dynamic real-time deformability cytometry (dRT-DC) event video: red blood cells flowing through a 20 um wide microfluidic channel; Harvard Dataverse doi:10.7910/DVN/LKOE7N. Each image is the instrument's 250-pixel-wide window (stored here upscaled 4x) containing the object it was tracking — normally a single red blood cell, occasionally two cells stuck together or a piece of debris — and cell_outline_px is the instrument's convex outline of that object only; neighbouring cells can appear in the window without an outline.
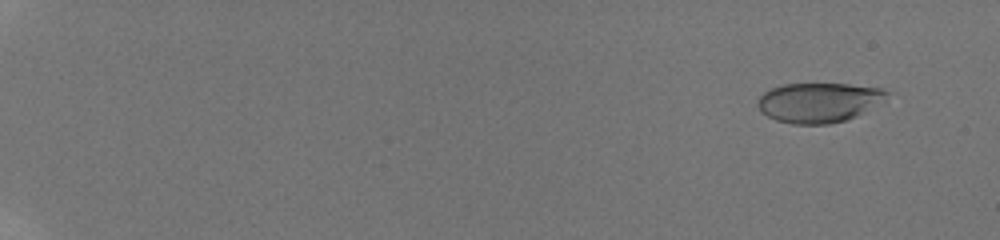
{"species": "human", "species_latin": "Homo sapiens", "temperature_condition": "room temperature", "stored_images_in_passage": 59, "camera_frame_rate_fps": 3000, "um_per_image_px": 0.085, "donor": {"sex": "male"}, "frame": {"image": 1, "passage_image": 6, "time_ms": 1.667, "image_size_px": [1000, 240], "cell_outline_px": [[888, 92], [856, 116], [844, 120], [828, 124], [792, 124], [776, 120], [768, 116], [756, 104], [760, 96], [764, 92], [772, 88], [784, 84], [848, 84], [880, 88]], "centroid_in_image_um": [69.48, 8.71], "position_along_channel_um": 15.5, "area_um2": 28.9}}
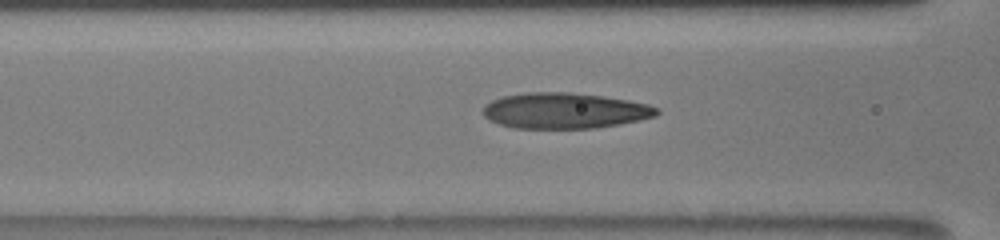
{"frame": {"image": 2, "passage_image": 30, "time_ms": 9.667, "image_size_px": [1000, 240], "cell_outline_px": [[660, 112], [656, 116], [640, 120], [620, 124], [596, 128], [512, 128], [488, 120], [480, 112], [484, 104], [492, 100], [504, 96], [528, 92], [568, 92], [604, 96], [628, 100], [648, 104], [656, 108]], "centroid_in_image_um": [47.96, 9.41], "position_along_channel_um": 118.6, "area_um2": 36.41}}
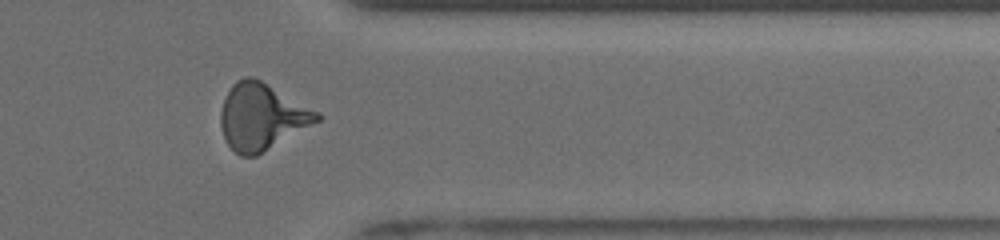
{"frame": {"image": 3, "passage_image": 51, "time_ms": 16.667, "image_size_px": [1000, 240], "cell_outline_px": [[324, 116], [320, 120], [256, 156], [240, 156], [224, 140], [220, 124], [220, 112], [224, 100], [232, 84], [236, 80], [244, 76], [252, 76], [260, 80], [320, 112]], "centroid_in_image_um": [22.24, 9.91], "position_along_channel_um": 389.2, "area_um2": 37.11}, "authors_computed_cell_mechanics": {"area_um2": 34.2754, "velocity_mm_per_s": 3.9026, "shape_relaxation_time_tau1_ms": 6.5403, "shape_relaxation_time_tau2_ms": 1.2103, "deformation_change_tau1": 0.2259, "deformation_change_tau2": 0.0956}}